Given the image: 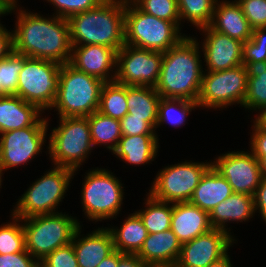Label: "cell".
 <instances>
[{
  "label": "cell",
  "instance_id": "obj_1",
  "mask_svg": "<svg viewBox=\"0 0 266 267\" xmlns=\"http://www.w3.org/2000/svg\"><path fill=\"white\" fill-rule=\"evenodd\" d=\"M6 15H15L13 50L29 58L69 63L72 45L68 19L33 12L20 3L4 5Z\"/></svg>",
  "mask_w": 266,
  "mask_h": 267
},
{
  "label": "cell",
  "instance_id": "obj_2",
  "mask_svg": "<svg viewBox=\"0 0 266 267\" xmlns=\"http://www.w3.org/2000/svg\"><path fill=\"white\" fill-rule=\"evenodd\" d=\"M185 36L163 53L156 91L161 98H182L197 102L203 73V53L194 34Z\"/></svg>",
  "mask_w": 266,
  "mask_h": 267
},
{
  "label": "cell",
  "instance_id": "obj_3",
  "mask_svg": "<svg viewBox=\"0 0 266 267\" xmlns=\"http://www.w3.org/2000/svg\"><path fill=\"white\" fill-rule=\"evenodd\" d=\"M68 22L72 46L103 45L117 52L125 45V0H104Z\"/></svg>",
  "mask_w": 266,
  "mask_h": 267
},
{
  "label": "cell",
  "instance_id": "obj_4",
  "mask_svg": "<svg viewBox=\"0 0 266 267\" xmlns=\"http://www.w3.org/2000/svg\"><path fill=\"white\" fill-rule=\"evenodd\" d=\"M83 175L79 199L84 218L98 224L119 217L126 198L121 177L108 167L88 168Z\"/></svg>",
  "mask_w": 266,
  "mask_h": 267
},
{
  "label": "cell",
  "instance_id": "obj_5",
  "mask_svg": "<svg viewBox=\"0 0 266 267\" xmlns=\"http://www.w3.org/2000/svg\"><path fill=\"white\" fill-rule=\"evenodd\" d=\"M47 118L48 155L51 165L74 170L73 178L83 168L84 163L95 149L87 117H57L56 127L50 126ZM50 127V128H49ZM79 171V172H78Z\"/></svg>",
  "mask_w": 266,
  "mask_h": 267
},
{
  "label": "cell",
  "instance_id": "obj_6",
  "mask_svg": "<svg viewBox=\"0 0 266 267\" xmlns=\"http://www.w3.org/2000/svg\"><path fill=\"white\" fill-rule=\"evenodd\" d=\"M50 167L16 199L17 202L10 209L13 216L24 219L63 211L58 209L68 195L66 193L71 187L74 170L54 165Z\"/></svg>",
  "mask_w": 266,
  "mask_h": 267
},
{
  "label": "cell",
  "instance_id": "obj_7",
  "mask_svg": "<svg viewBox=\"0 0 266 267\" xmlns=\"http://www.w3.org/2000/svg\"><path fill=\"white\" fill-rule=\"evenodd\" d=\"M105 82L81 72L69 63L60 67L59 86L50 111L58 117H87L99 107L100 92Z\"/></svg>",
  "mask_w": 266,
  "mask_h": 267
},
{
  "label": "cell",
  "instance_id": "obj_8",
  "mask_svg": "<svg viewBox=\"0 0 266 267\" xmlns=\"http://www.w3.org/2000/svg\"><path fill=\"white\" fill-rule=\"evenodd\" d=\"M175 23L159 19L125 0V44L157 52H166L188 33Z\"/></svg>",
  "mask_w": 266,
  "mask_h": 267
},
{
  "label": "cell",
  "instance_id": "obj_9",
  "mask_svg": "<svg viewBox=\"0 0 266 267\" xmlns=\"http://www.w3.org/2000/svg\"><path fill=\"white\" fill-rule=\"evenodd\" d=\"M71 215L61 211L22 219L25 248L37 261L72 242L75 231L83 222Z\"/></svg>",
  "mask_w": 266,
  "mask_h": 267
},
{
  "label": "cell",
  "instance_id": "obj_10",
  "mask_svg": "<svg viewBox=\"0 0 266 267\" xmlns=\"http://www.w3.org/2000/svg\"><path fill=\"white\" fill-rule=\"evenodd\" d=\"M246 91L247 71L243 64L227 70L204 71L197 99L199 110L222 111L233 105L242 109Z\"/></svg>",
  "mask_w": 266,
  "mask_h": 267
},
{
  "label": "cell",
  "instance_id": "obj_11",
  "mask_svg": "<svg viewBox=\"0 0 266 267\" xmlns=\"http://www.w3.org/2000/svg\"><path fill=\"white\" fill-rule=\"evenodd\" d=\"M167 165L158 169L148 193L157 200L169 203L189 202L202 175L211 166V160L196 162L185 159Z\"/></svg>",
  "mask_w": 266,
  "mask_h": 267
},
{
  "label": "cell",
  "instance_id": "obj_12",
  "mask_svg": "<svg viewBox=\"0 0 266 267\" xmlns=\"http://www.w3.org/2000/svg\"><path fill=\"white\" fill-rule=\"evenodd\" d=\"M61 64L24 55V65L19 73L17 96L36 105L46 114L56 99Z\"/></svg>",
  "mask_w": 266,
  "mask_h": 267
},
{
  "label": "cell",
  "instance_id": "obj_13",
  "mask_svg": "<svg viewBox=\"0 0 266 267\" xmlns=\"http://www.w3.org/2000/svg\"><path fill=\"white\" fill-rule=\"evenodd\" d=\"M47 118L44 115L34 126L0 134V164L4 174L10 169L27 167L42 152L48 154Z\"/></svg>",
  "mask_w": 266,
  "mask_h": 267
},
{
  "label": "cell",
  "instance_id": "obj_14",
  "mask_svg": "<svg viewBox=\"0 0 266 267\" xmlns=\"http://www.w3.org/2000/svg\"><path fill=\"white\" fill-rule=\"evenodd\" d=\"M163 53L125 44L116 54L114 81L123 85L151 86L158 83Z\"/></svg>",
  "mask_w": 266,
  "mask_h": 267
},
{
  "label": "cell",
  "instance_id": "obj_15",
  "mask_svg": "<svg viewBox=\"0 0 266 267\" xmlns=\"http://www.w3.org/2000/svg\"><path fill=\"white\" fill-rule=\"evenodd\" d=\"M211 165L228 181L233 193L253 196L263 179L260 161L248 149L216 155Z\"/></svg>",
  "mask_w": 266,
  "mask_h": 267
},
{
  "label": "cell",
  "instance_id": "obj_16",
  "mask_svg": "<svg viewBox=\"0 0 266 267\" xmlns=\"http://www.w3.org/2000/svg\"><path fill=\"white\" fill-rule=\"evenodd\" d=\"M238 243L230 234L212 228L181 246L177 267H207ZM231 247V248H230Z\"/></svg>",
  "mask_w": 266,
  "mask_h": 267
},
{
  "label": "cell",
  "instance_id": "obj_17",
  "mask_svg": "<svg viewBox=\"0 0 266 267\" xmlns=\"http://www.w3.org/2000/svg\"><path fill=\"white\" fill-rule=\"evenodd\" d=\"M201 32V33H200ZM198 39L203 53L204 71L227 70L243 64V43L213 30L210 26L199 29ZM203 38V39H202Z\"/></svg>",
  "mask_w": 266,
  "mask_h": 267
},
{
  "label": "cell",
  "instance_id": "obj_18",
  "mask_svg": "<svg viewBox=\"0 0 266 267\" xmlns=\"http://www.w3.org/2000/svg\"><path fill=\"white\" fill-rule=\"evenodd\" d=\"M116 54L113 48L103 45L72 46L69 64L103 82H112L116 75Z\"/></svg>",
  "mask_w": 266,
  "mask_h": 267
},
{
  "label": "cell",
  "instance_id": "obj_19",
  "mask_svg": "<svg viewBox=\"0 0 266 267\" xmlns=\"http://www.w3.org/2000/svg\"><path fill=\"white\" fill-rule=\"evenodd\" d=\"M104 225L94 228L86 235L80 225L72 239V245L77 257L79 267H97L101 261L109 256L115 249L113 237ZM83 233V234H82Z\"/></svg>",
  "mask_w": 266,
  "mask_h": 267
},
{
  "label": "cell",
  "instance_id": "obj_20",
  "mask_svg": "<svg viewBox=\"0 0 266 267\" xmlns=\"http://www.w3.org/2000/svg\"><path fill=\"white\" fill-rule=\"evenodd\" d=\"M254 216L253 196L243 193H233L209 212V221L212 228L226 231L237 241L238 239L232 231L234 226L230 224H246L245 222L254 220L252 219Z\"/></svg>",
  "mask_w": 266,
  "mask_h": 267
},
{
  "label": "cell",
  "instance_id": "obj_21",
  "mask_svg": "<svg viewBox=\"0 0 266 267\" xmlns=\"http://www.w3.org/2000/svg\"><path fill=\"white\" fill-rule=\"evenodd\" d=\"M159 140L157 134L122 135L112 155L127 166H149L159 156Z\"/></svg>",
  "mask_w": 266,
  "mask_h": 267
},
{
  "label": "cell",
  "instance_id": "obj_22",
  "mask_svg": "<svg viewBox=\"0 0 266 267\" xmlns=\"http://www.w3.org/2000/svg\"><path fill=\"white\" fill-rule=\"evenodd\" d=\"M210 27L242 43L251 38L253 31L236 0H217Z\"/></svg>",
  "mask_w": 266,
  "mask_h": 267
},
{
  "label": "cell",
  "instance_id": "obj_23",
  "mask_svg": "<svg viewBox=\"0 0 266 267\" xmlns=\"http://www.w3.org/2000/svg\"><path fill=\"white\" fill-rule=\"evenodd\" d=\"M181 244L212 229L209 213L190 202L173 203L171 228Z\"/></svg>",
  "mask_w": 266,
  "mask_h": 267
},
{
  "label": "cell",
  "instance_id": "obj_24",
  "mask_svg": "<svg viewBox=\"0 0 266 267\" xmlns=\"http://www.w3.org/2000/svg\"><path fill=\"white\" fill-rule=\"evenodd\" d=\"M181 246V242L171 229L148 233L137 256L150 267L175 265Z\"/></svg>",
  "mask_w": 266,
  "mask_h": 267
},
{
  "label": "cell",
  "instance_id": "obj_25",
  "mask_svg": "<svg viewBox=\"0 0 266 267\" xmlns=\"http://www.w3.org/2000/svg\"><path fill=\"white\" fill-rule=\"evenodd\" d=\"M44 115L36 105L17 95L0 96V134L34 126Z\"/></svg>",
  "mask_w": 266,
  "mask_h": 267
},
{
  "label": "cell",
  "instance_id": "obj_26",
  "mask_svg": "<svg viewBox=\"0 0 266 267\" xmlns=\"http://www.w3.org/2000/svg\"><path fill=\"white\" fill-rule=\"evenodd\" d=\"M232 194L228 181L211 165L202 175L189 202L209 213Z\"/></svg>",
  "mask_w": 266,
  "mask_h": 267
},
{
  "label": "cell",
  "instance_id": "obj_27",
  "mask_svg": "<svg viewBox=\"0 0 266 267\" xmlns=\"http://www.w3.org/2000/svg\"><path fill=\"white\" fill-rule=\"evenodd\" d=\"M119 227L107 223V228L113 237L114 249L121 253L137 254L142 248L148 232L140 216L134 211ZM110 225V226H109Z\"/></svg>",
  "mask_w": 266,
  "mask_h": 267
},
{
  "label": "cell",
  "instance_id": "obj_28",
  "mask_svg": "<svg viewBox=\"0 0 266 267\" xmlns=\"http://www.w3.org/2000/svg\"><path fill=\"white\" fill-rule=\"evenodd\" d=\"M161 96L155 87L127 85L128 114L143 118L155 130L158 119V105Z\"/></svg>",
  "mask_w": 266,
  "mask_h": 267
},
{
  "label": "cell",
  "instance_id": "obj_29",
  "mask_svg": "<svg viewBox=\"0 0 266 267\" xmlns=\"http://www.w3.org/2000/svg\"><path fill=\"white\" fill-rule=\"evenodd\" d=\"M247 91L243 110L257 115L266 107V62L246 63Z\"/></svg>",
  "mask_w": 266,
  "mask_h": 267
},
{
  "label": "cell",
  "instance_id": "obj_30",
  "mask_svg": "<svg viewBox=\"0 0 266 267\" xmlns=\"http://www.w3.org/2000/svg\"><path fill=\"white\" fill-rule=\"evenodd\" d=\"M142 208L135 210L143 221L144 227L150 234L162 232L171 228L173 203L160 201L147 191L145 192Z\"/></svg>",
  "mask_w": 266,
  "mask_h": 267
},
{
  "label": "cell",
  "instance_id": "obj_31",
  "mask_svg": "<svg viewBox=\"0 0 266 267\" xmlns=\"http://www.w3.org/2000/svg\"><path fill=\"white\" fill-rule=\"evenodd\" d=\"M87 118L94 148L98 149V147L103 146L112 153L117 148L122 137L120 120L106 116L98 111L93 112Z\"/></svg>",
  "mask_w": 266,
  "mask_h": 267
},
{
  "label": "cell",
  "instance_id": "obj_32",
  "mask_svg": "<svg viewBox=\"0 0 266 267\" xmlns=\"http://www.w3.org/2000/svg\"><path fill=\"white\" fill-rule=\"evenodd\" d=\"M197 102L182 99V98H161L158 105V119L156 126V133L158 135V128L163 125H170L172 128H183L188 121L189 115L192 111L198 110Z\"/></svg>",
  "mask_w": 266,
  "mask_h": 267
},
{
  "label": "cell",
  "instance_id": "obj_33",
  "mask_svg": "<svg viewBox=\"0 0 266 267\" xmlns=\"http://www.w3.org/2000/svg\"><path fill=\"white\" fill-rule=\"evenodd\" d=\"M98 112L121 120L128 113L127 85L105 82L101 88Z\"/></svg>",
  "mask_w": 266,
  "mask_h": 267
},
{
  "label": "cell",
  "instance_id": "obj_34",
  "mask_svg": "<svg viewBox=\"0 0 266 267\" xmlns=\"http://www.w3.org/2000/svg\"><path fill=\"white\" fill-rule=\"evenodd\" d=\"M217 0H177L181 30L184 23H190L197 31L210 26Z\"/></svg>",
  "mask_w": 266,
  "mask_h": 267
},
{
  "label": "cell",
  "instance_id": "obj_35",
  "mask_svg": "<svg viewBox=\"0 0 266 267\" xmlns=\"http://www.w3.org/2000/svg\"><path fill=\"white\" fill-rule=\"evenodd\" d=\"M9 219L0 225V254H14L26 250L22 219L12 214Z\"/></svg>",
  "mask_w": 266,
  "mask_h": 267
},
{
  "label": "cell",
  "instance_id": "obj_36",
  "mask_svg": "<svg viewBox=\"0 0 266 267\" xmlns=\"http://www.w3.org/2000/svg\"><path fill=\"white\" fill-rule=\"evenodd\" d=\"M24 65V55L14 50L0 60V96L17 95L19 73Z\"/></svg>",
  "mask_w": 266,
  "mask_h": 267
},
{
  "label": "cell",
  "instance_id": "obj_37",
  "mask_svg": "<svg viewBox=\"0 0 266 267\" xmlns=\"http://www.w3.org/2000/svg\"><path fill=\"white\" fill-rule=\"evenodd\" d=\"M143 12L175 23L181 29L177 0H131Z\"/></svg>",
  "mask_w": 266,
  "mask_h": 267
},
{
  "label": "cell",
  "instance_id": "obj_38",
  "mask_svg": "<svg viewBox=\"0 0 266 267\" xmlns=\"http://www.w3.org/2000/svg\"><path fill=\"white\" fill-rule=\"evenodd\" d=\"M266 62V27H257L249 40L243 43V65Z\"/></svg>",
  "mask_w": 266,
  "mask_h": 267
},
{
  "label": "cell",
  "instance_id": "obj_39",
  "mask_svg": "<svg viewBox=\"0 0 266 267\" xmlns=\"http://www.w3.org/2000/svg\"><path fill=\"white\" fill-rule=\"evenodd\" d=\"M51 5L52 15L69 19L74 14L95 9L104 0H43Z\"/></svg>",
  "mask_w": 266,
  "mask_h": 267
},
{
  "label": "cell",
  "instance_id": "obj_40",
  "mask_svg": "<svg viewBox=\"0 0 266 267\" xmlns=\"http://www.w3.org/2000/svg\"><path fill=\"white\" fill-rule=\"evenodd\" d=\"M250 26L266 27V0H236Z\"/></svg>",
  "mask_w": 266,
  "mask_h": 267
},
{
  "label": "cell",
  "instance_id": "obj_41",
  "mask_svg": "<svg viewBox=\"0 0 266 267\" xmlns=\"http://www.w3.org/2000/svg\"><path fill=\"white\" fill-rule=\"evenodd\" d=\"M41 262L47 267H79L72 242L57 248Z\"/></svg>",
  "mask_w": 266,
  "mask_h": 267
},
{
  "label": "cell",
  "instance_id": "obj_42",
  "mask_svg": "<svg viewBox=\"0 0 266 267\" xmlns=\"http://www.w3.org/2000/svg\"><path fill=\"white\" fill-rule=\"evenodd\" d=\"M251 122V132L249 139V150L253 153V155L261 161L264 157H266V128L259 125L253 118ZM253 124V125H252Z\"/></svg>",
  "mask_w": 266,
  "mask_h": 267
},
{
  "label": "cell",
  "instance_id": "obj_43",
  "mask_svg": "<svg viewBox=\"0 0 266 267\" xmlns=\"http://www.w3.org/2000/svg\"><path fill=\"white\" fill-rule=\"evenodd\" d=\"M120 127L122 135L157 134L156 130L143 118L132 117L128 113L120 120Z\"/></svg>",
  "mask_w": 266,
  "mask_h": 267
},
{
  "label": "cell",
  "instance_id": "obj_44",
  "mask_svg": "<svg viewBox=\"0 0 266 267\" xmlns=\"http://www.w3.org/2000/svg\"><path fill=\"white\" fill-rule=\"evenodd\" d=\"M38 261L27 251L0 254V267H35Z\"/></svg>",
  "mask_w": 266,
  "mask_h": 267
},
{
  "label": "cell",
  "instance_id": "obj_45",
  "mask_svg": "<svg viewBox=\"0 0 266 267\" xmlns=\"http://www.w3.org/2000/svg\"><path fill=\"white\" fill-rule=\"evenodd\" d=\"M253 201L255 215L259 216L260 219H262L260 221H263L266 224V178H263L260 181V184L253 195Z\"/></svg>",
  "mask_w": 266,
  "mask_h": 267
},
{
  "label": "cell",
  "instance_id": "obj_46",
  "mask_svg": "<svg viewBox=\"0 0 266 267\" xmlns=\"http://www.w3.org/2000/svg\"><path fill=\"white\" fill-rule=\"evenodd\" d=\"M13 51V32L3 24L0 27V60L6 58Z\"/></svg>",
  "mask_w": 266,
  "mask_h": 267
},
{
  "label": "cell",
  "instance_id": "obj_47",
  "mask_svg": "<svg viewBox=\"0 0 266 267\" xmlns=\"http://www.w3.org/2000/svg\"><path fill=\"white\" fill-rule=\"evenodd\" d=\"M118 267H150L137 254L124 253L118 260Z\"/></svg>",
  "mask_w": 266,
  "mask_h": 267
},
{
  "label": "cell",
  "instance_id": "obj_48",
  "mask_svg": "<svg viewBox=\"0 0 266 267\" xmlns=\"http://www.w3.org/2000/svg\"><path fill=\"white\" fill-rule=\"evenodd\" d=\"M124 253L114 250L109 256L104 258L97 267H118V260Z\"/></svg>",
  "mask_w": 266,
  "mask_h": 267
},
{
  "label": "cell",
  "instance_id": "obj_49",
  "mask_svg": "<svg viewBox=\"0 0 266 267\" xmlns=\"http://www.w3.org/2000/svg\"><path fill=\"white\" fill-rule=\"evenodd\" d=\"M229 254H230V252L228 251L223 257L212 262L207 267H233L234 263L231 260V257H230L231 255H229Z\"/></svg>",
  "mask_w": 266,
  "mask_h": 267
},
{
  "label": "cell",
  "instance_id": "obj_50",
  "mask_svg": "<svg viewBox=\"0 0 266 267\" xmlns=\"http://www.w3.org/2000/svg\"><path fill=\"white\" fill-rule=\"evenodd\" d=\"M253 118L259 125L266 128V107L257 115L253 114Z\"/></svg>",
  "mask_w": 266,
  "mask_h": 267
},
{
  "label": "cell",
  "instance_id": "obj_51",
  "mask_svg": "<svg viewBox=\"0 0 266 267\" xmlns=\"http://www.w3.org/2000/svg\"><path fill=\"white\" fill-rule=\"evenodd\" d=\"M260 167H261V171H262V176H263V178H266V157H264V158L260 161Z\"/></svg>",
  "mask_w": 266,
  "mask_h": 267
},
{
  "label": "cell",
  "instance_id": "obj_52",
  "mask_svg": "<svg viewBox=\"0 0 266 267\" xmlns=\"http://www.w3.org/2000/svg\"><path fill=\"white\" fill-rule=\"evenodd\" d=\"M22 3L20 0H0V6H4L6 4H11V3Z\"/></svg>",
  "mask_w": 266,
  "mask_h": 267
},
{
  "label": "cell",
  "instance_id": "obj_53",
  "mask_svg": "<svg viewBox=\"0 0 266 267\" xmlns=\"http://www.w3.org/2000/svg\"><path fill=\"white\" fill-rule=\"evenodd\" d=\"M4 16H6L5 8H4V6H0V27L3 25L1 18H3Z\"/></svg>",
  "mask_w": 266,
  "mask_h": 267
},
{
  "label": "cell",
  "instance_id": "obj_54",
  "mask_svg": "<svg viewBox=\"0 0 266 267\" xmlns=\"http://www.w3.org/2000/svg\"><path fill=\"white\" fill-rule=\"evenodd\" d=\"M3 175H5V174H4L3 169L1 167V164H0V192H1V189H2V186H3L2 184H4L3 183V181H4V179H3L4 176Z\"/></svg>",
  "mask_w": 266,
  "mask_h": 267
},
{
  "label": "cell",
  "instance_id": "obj_55",
  "mask_svg": "<svg viewBox=\"0 0 266 267\" xmlns=\"http://www.w3.org/2000/svg\"><path fill=\"white\" fill-rule=\"evenodd\" d=\"M35 267H47V266H45L41 261H38Z\"/></svg>",
  "mask_w": 266,
  "mask_h": 267
},
{
  "label": "cell",
  "instance_id": "obj_56",
  "mask_svg": "<svg viewBox=\"0 0 266 267\" xmlns=\"http://www.w3.org/2000/svg\"><path fill=\"white\" fill-rule=\"evenodd\" d=\"M153 267H177L176 265H170V266H153Z\"/></svg>",
  "mask_w": 266,
  "mask_h": 267
}]
</instances>
